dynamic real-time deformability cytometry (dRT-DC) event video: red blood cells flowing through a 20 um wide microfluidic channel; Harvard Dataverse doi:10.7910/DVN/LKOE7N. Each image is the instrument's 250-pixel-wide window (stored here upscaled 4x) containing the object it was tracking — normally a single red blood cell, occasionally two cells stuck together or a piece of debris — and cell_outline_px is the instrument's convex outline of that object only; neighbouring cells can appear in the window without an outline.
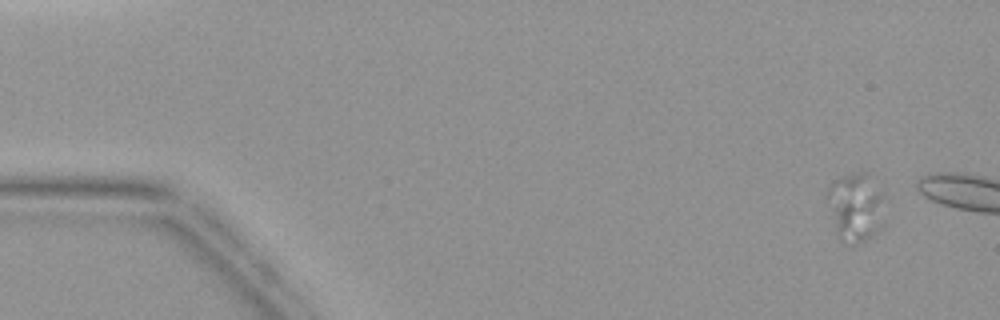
{"species": "common noctule bat (a hibernating species)", "species_latin": "Nyctalus noctula", "temperature_condition": "warm", "stored_images_in_passage": 5, "camera_frame_rate_fps": 3000, "um_per_image_px": 0.085, "animal": {"sex": "female", "body_mass_g": 19.9}, "frame": {"image": 1, "passage_image": 1, "time_ms": 0.0, "image_size_px": [1000, 320], "cell_outline_px": [[888, 200], [884, 228], [872, 236], [852, 248], [844, 244], [840, 240], [836, 232], [832, 208], [832, 204], [880, 192]], "centroid_in_image_um": [73.08, 18.55], "position_along_channel_um": 11.9, "area_um2": 15.66}}